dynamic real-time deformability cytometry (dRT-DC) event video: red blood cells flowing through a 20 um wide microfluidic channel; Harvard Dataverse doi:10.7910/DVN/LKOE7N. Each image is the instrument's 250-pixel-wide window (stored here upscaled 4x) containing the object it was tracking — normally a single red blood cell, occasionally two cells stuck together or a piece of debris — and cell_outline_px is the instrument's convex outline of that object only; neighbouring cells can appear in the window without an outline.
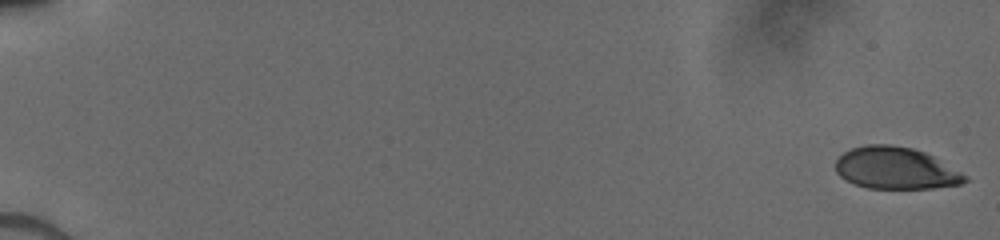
{"species": "human", "species_latin": "Homo sapiens", "temperature_condition": "cold", "stored_images_in_passage": 13, "camera_frame_rate_fps": 3000, "um_per_image_px": 0.085, "donor": {"sex": "male"}, "frame": {"image": 1, "passage_image": 1, "time_ms": 0.0, "image_size_px": [1000, 240], "cell_outline_px": [[968, 180], [960, 184], [932, 188], [868, 188], [856, 184], [840, 176], [836, 172], [836, 160], [844, 152], [852, 148], [864, 144], [888, 144], [912, 148], [924, 152], [932, 156], [968, 176]], "centroid_in_image_um": [76.12, 14.29], "position_along_channel_um": 8.9, "area_um2": 31.33}}
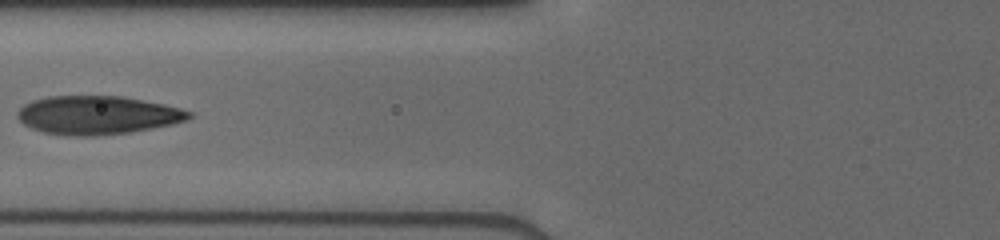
{"frame": {"image": 2, "passage_image": 10, "time_ms": 7.667, "image_size_px": [1000, 240], "cell_outline_px": [[192, 116], [188, 120], [172, 124], [132, 132], [92, 136], [72, 136], [44, 132], [32, 128], [24, 124], [16, 116], [16, 112], [24, 104], [32, 100], [48, 96], [120, 96], [164, 104], [180, 108], [192, 112]], "centroid_in_image_um": [8.28, 9.78], "position_along_channel_um": 117.5, "area_um2": 38.49}}
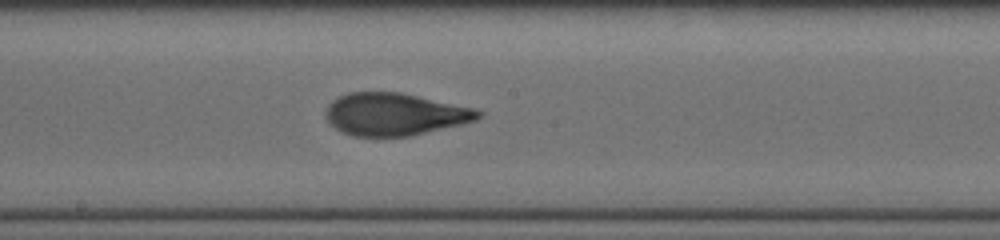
{"frame": {"image": 3, "passage_image": 13, "time_ms": 10.0, "image_size_px": [1000, 240], "cell_outline_px": [[484, 116], [476, 120], [412, 136], [352, 136], [328, 124], [324, 116], [324, 112], [328, 104], [332, 100], [348, 92], [400, 92], [472, 108], [484, 112]], "centroid_in_image_um": [33.5, 9.71], "position_along_channel_um": 214.7, "area_um2": 37.69}}